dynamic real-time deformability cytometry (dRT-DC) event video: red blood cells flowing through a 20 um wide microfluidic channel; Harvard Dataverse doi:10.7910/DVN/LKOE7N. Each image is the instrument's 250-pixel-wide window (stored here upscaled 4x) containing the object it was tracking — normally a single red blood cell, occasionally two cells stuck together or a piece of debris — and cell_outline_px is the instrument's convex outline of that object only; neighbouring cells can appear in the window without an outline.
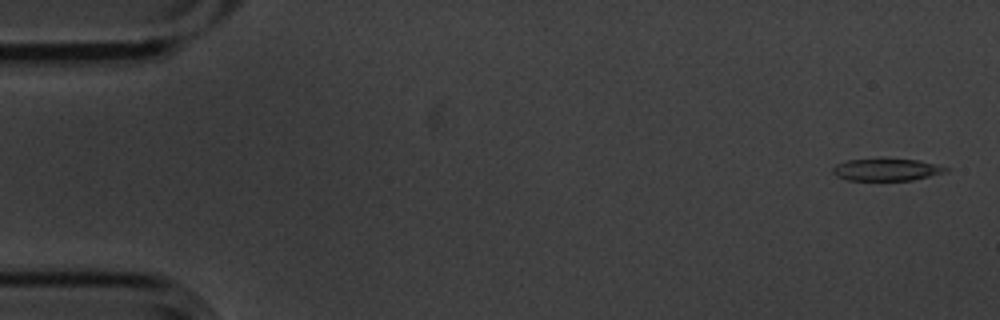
{"species": "common noctule bat (a hibernating species)", "species_latin": "Nyctalus noctula", "temperature_condition": "cold", "stored_images_in_passage": 6, "camera_frame_rate_fps": 3000, "um_per_image_px": 0.085, "animal": {"sex": "male", "body_mass_g": 20.1, "forearm_length_mm": 53.5}, "frame": {"image": 1, "passage_image": 1, "time_ms": 0.0, "image_size_px": [1000, 320], "cell_outline_px": [[948, 172], [912, 180], [848, 180], [836, 176], [832, 172], [832, 168], [836, 164], [848, 160], [920, 160], [948, 168]], "centroid_in_image_um": [75.35, 14.44], "position_along_channel_um": 9.7, "area_um2": 14.22}}
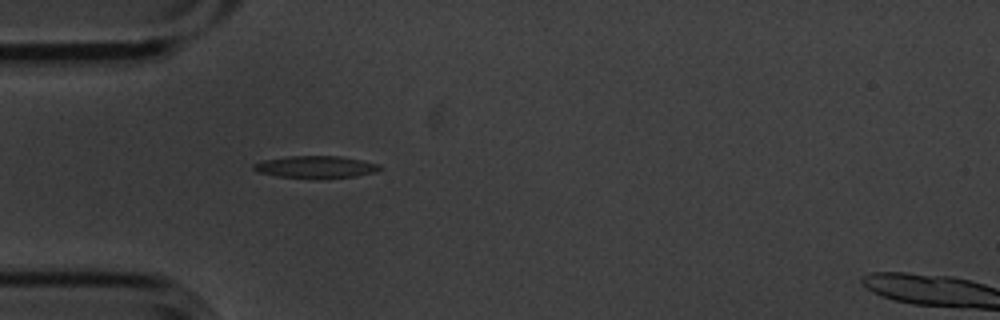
{"frame": {"image": 2, "passage_image": 5, "time_ms": 1.333, "image_size_px": [1000, 320], "cell_outline_px": [[384, 168], [376, 172], [356, 176], [320, 180], [316, 180], [276, 176], [260, 172], [252, 168], [252, 164], [264, 160], [288, 156], [340, 156], [364, 160], [380, 164]], "centroid_in_image_um": [26.9, 14.21], "position_along_channel_um": 58.1, "area_um2": 16.88}}